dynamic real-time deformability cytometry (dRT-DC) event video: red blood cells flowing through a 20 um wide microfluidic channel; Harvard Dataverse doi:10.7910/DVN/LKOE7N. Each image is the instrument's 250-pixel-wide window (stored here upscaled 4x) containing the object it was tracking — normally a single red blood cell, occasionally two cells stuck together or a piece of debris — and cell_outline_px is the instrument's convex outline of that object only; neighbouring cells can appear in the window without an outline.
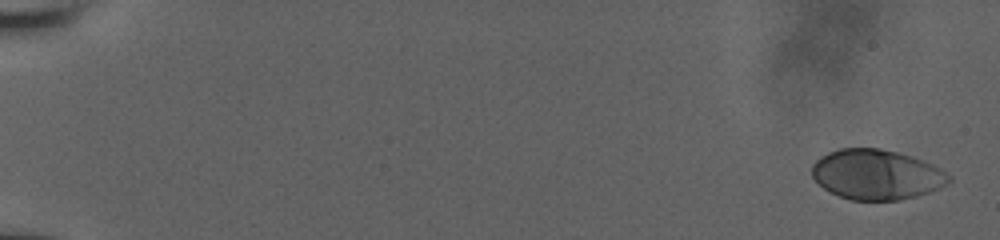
{"species": "human", "species_latin": "Homo sapiens", "temperature_condition": "room temperature", "stored_images_in_passage": 14, "camera_frame_rate_fps": 3000, "um_per_image_px": 0.085, "donor": {"sex": "male"}, "frame": {"image": 1, "passage_image": 1, "time_ms": 0.0, "image_size_px": [1000, 240], "cell_outline_px": [[952, 180], [940, 188], [916, 196], [900, 200], [852, 200], [840, 196], [824, 188], [812, 176], [812, 164], [820, 156], [828, 152], [840, 148], [880, 148], [912, 156], [924, 160], [940, 168], [952, 176]], "centroid_in_image_um": [74.52, 14.83], "position_along_channel_um": 10.5, "area_um2": 40.0}}
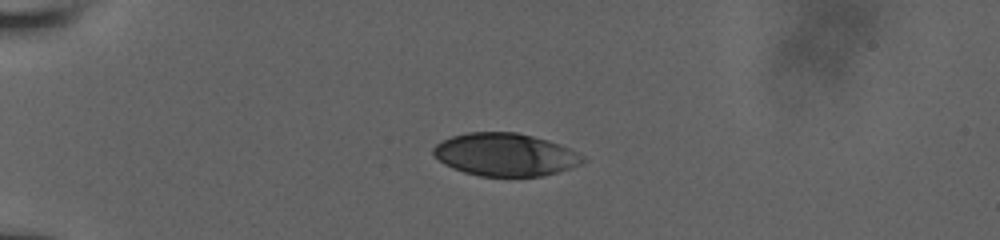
{"frame": {"image": 2, "passage_image": 8, "time_ms": 4.667, "image_size_px": [1000, 240], "cell_outline_px": [[588, 160], [580, 164], [556, 172], [540, 176], [480, 176], [464, 172], [452, 168], [444, 164], [432, 152], [432, 148], [440, 140], [452, 136], [468, 132], [516, 132], [548, 140], [560, 144], [584, 156]], "centroid_in_image_um": [42.92, 13.13], "position_along_channel_um": 42.1, "area_um2": 37.17}}
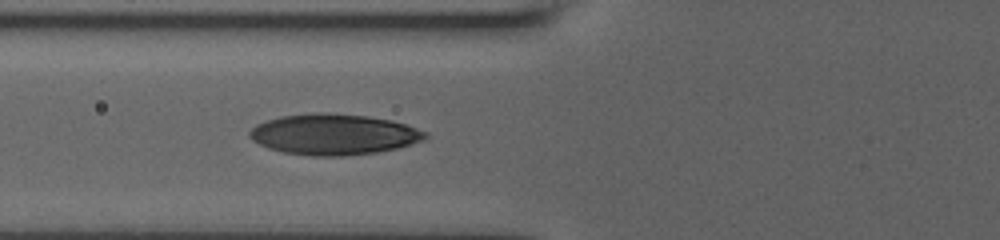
{"frame": {"image": 3, "passage_image": 14, "time_ms": 7.333, "image_size_px": [1000, 240], "cell_outline_px": [[428, 136], [424, 140], [396, 148], [376, 152], [344, 156], [312, 156], [284, 152], [268, 148], [252, 140], [248, 136], [248, 132], [256, 124], [280, 116], [312, 112], [328, 112], [368, 116], [388, 120], [404, 124], [428, 132]], "centroid_in_image_um": [28.34, 11.41], "position_along_channel_um": 97.5, "area_um2": 41.79}}